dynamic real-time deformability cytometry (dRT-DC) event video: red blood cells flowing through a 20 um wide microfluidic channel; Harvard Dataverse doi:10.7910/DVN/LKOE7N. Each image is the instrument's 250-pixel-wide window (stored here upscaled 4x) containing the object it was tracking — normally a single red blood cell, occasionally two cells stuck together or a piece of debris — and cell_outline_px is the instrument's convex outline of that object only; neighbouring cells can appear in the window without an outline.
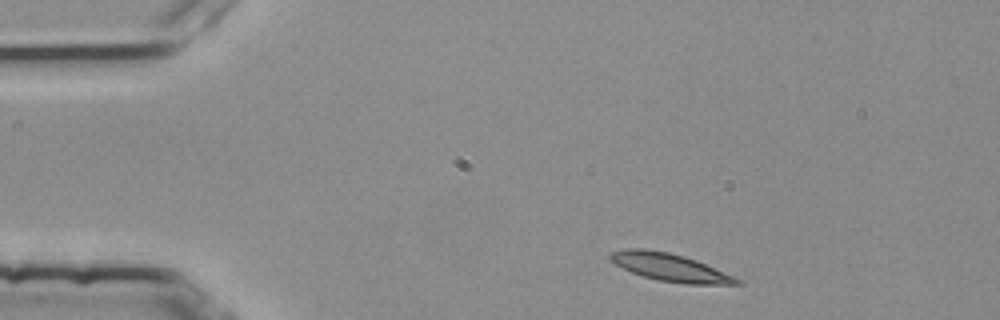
{"species": "common noctule bat (a hibernating species)", "species_latin": "Nyctalus noctula", "temperature_condition": "room temperature", "stored_images_in_passage": 5, "camera_frame_rate_fps": 3000, "um_per_image_px": 0.085, "animal": {"sex": "female", "body_mass_g": 25.1}, "frame": {"image": 1, "passage_image": 5, "time_ms": 1.333, "image_size_px": [1000, 320], "cell_outline_px": [[744, 284], [688, 284], [656, 280], [632, 272], [608, 260], [608, 256], [612, 252], [628, 248], [644, 248], [668, 252], [684, 256], [696, 260], [744, 280]], "centroid_in_image_um": [56.98, 22.72], "position_along_channel_um": 28.0, "area_um2": 20.46}}